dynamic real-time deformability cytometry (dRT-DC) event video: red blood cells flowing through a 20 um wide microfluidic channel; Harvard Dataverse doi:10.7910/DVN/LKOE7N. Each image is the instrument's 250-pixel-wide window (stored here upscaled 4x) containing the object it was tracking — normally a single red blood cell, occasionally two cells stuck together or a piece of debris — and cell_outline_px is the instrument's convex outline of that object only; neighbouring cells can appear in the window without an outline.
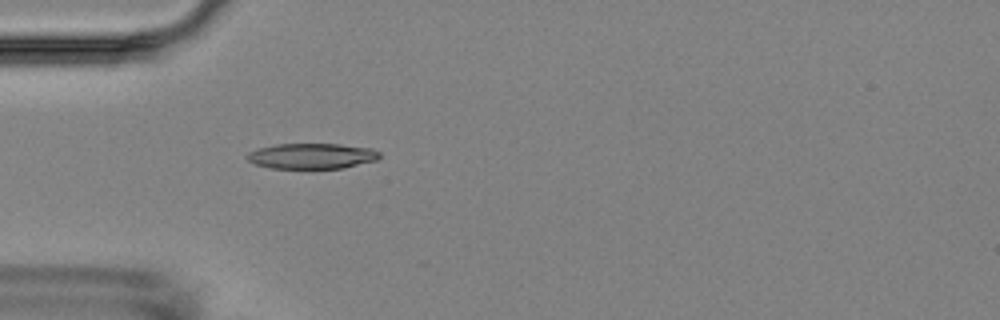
{"species": "Egyptian fruit bat (a non-hibernating species)", "species_latin": "Rousettus aegyptiacus", "temperature_condition": "room temperature", "stored_images_in_passage": 5, "camera_frame_rate_fps": 3000, "um_per_image_px": 0.085, "animal": {"sex": "female"}, "frame": {"image": 1, "passage_image": 5, "time_ms": 4.667, "image_size_px": [1000, 320], "cell_outline_px": [[380, 156], [376, 160], [344, 168], [272, 168], [256, 164], [248, 160], [244, 156], [248, 152], [256, 148], [276, 144], [340, 144], [372, 148], [380, 152]], "centroid_in_image_um": [26.49, 13.25], "position_along_channel_um": 58.5, "area_um2": 19.77}}